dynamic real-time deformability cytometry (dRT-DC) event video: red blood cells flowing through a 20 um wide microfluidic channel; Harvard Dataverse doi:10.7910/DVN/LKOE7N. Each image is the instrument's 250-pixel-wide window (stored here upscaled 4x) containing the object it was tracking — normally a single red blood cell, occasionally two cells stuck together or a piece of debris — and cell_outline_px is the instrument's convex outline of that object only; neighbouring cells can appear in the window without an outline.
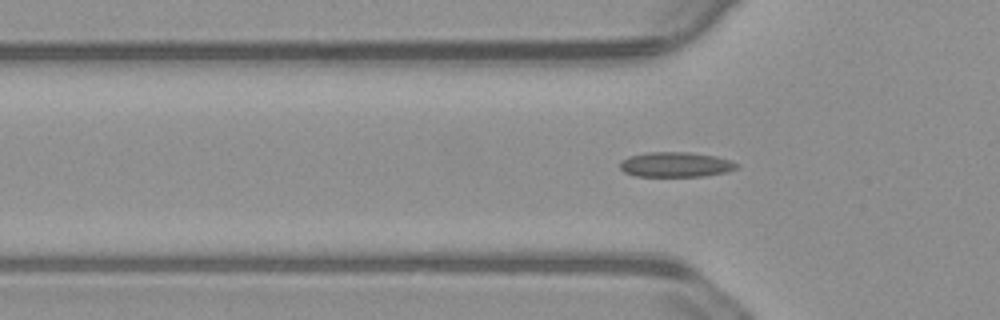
{"species": "common noctule bat (a hibernating species)", "species_latin": "Nyctalus noctula", "temperature_condition": "warm", "stored_images_in_passage": 4, "camera_frame_rate_fps": 3000, "um_per_image_px": 0.085, "animal": {"sex": "male", "body_mass_g": 23.1, "forearm_length_mm": 52.7}, "frame": {"image": 1, "passage_image": 2, "time_ms": 0.333, "image_size_px": [1000, 320], "cell_outline_px": [[740, 168], [728, 172], [704, 176], [636, 176], [624, 172], [620, 168], [620, 160], [628, 156], [648, 152], [688, 152], [716, 156], [732, 160], [740, 164]], "centroid_in_image_um": [57.48, 13.98], "position_along_channel_um": 68.3, "area_um2": 17.28}}